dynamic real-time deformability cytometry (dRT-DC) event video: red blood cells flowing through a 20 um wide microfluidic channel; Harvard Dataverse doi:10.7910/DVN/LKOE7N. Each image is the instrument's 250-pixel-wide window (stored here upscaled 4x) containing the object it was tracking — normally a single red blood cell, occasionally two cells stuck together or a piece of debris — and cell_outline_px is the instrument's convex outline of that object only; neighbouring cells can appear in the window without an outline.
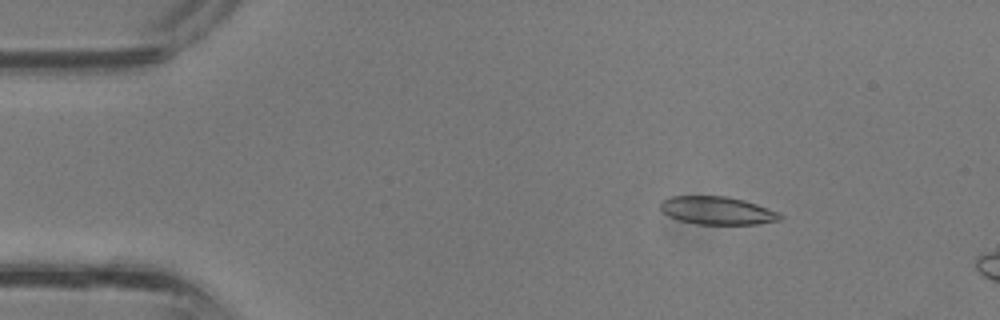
{"species": "common noctule bat (a hibernating species)", "species_latin": "Nyctalus noctula", "temperature_condition": "room temperature", "stored_images_in_passage": 37, "camera_frame_rate_fps": 3000, "um_per_image_px": 0.085, "animal": {"sex": "male", "body_mass_g": 13.3}, "frame": {"image": 1, "passage_image": 6, "time_ms": 1.667, "image_size_px": [1000, 320], "cell_outline_px": [[784, 216], [780, 220], [756, 224], [696, 224], [680, 220], [668, 216], [660, 208], [660, 200], [672, 196], [728, 196], [744, 200], [780, 212]], "centroid_in_image_um": [60.97, 17.89], "position_along_channel_um": 24.0, "area_um2": 19.59}}
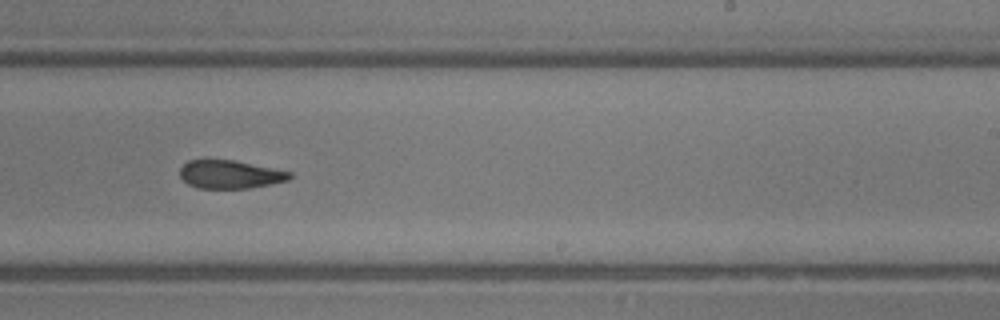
{"frame": {"image": 2, "passage_image": 23, "time_ms": 7.333, "image_size_px": [1000, 320], "cell_outline_px": [[292, 176], [288, 180], [248, 188], [196, 188], [188, 184], [180, 176], [180, 168], [188, 160], [204, 156], [236, 160], [292, 172]], "centroid_in_image_um": [19.48, 14.77], "position_along_channel_um": 269.5, "area_um2": 18.67}}
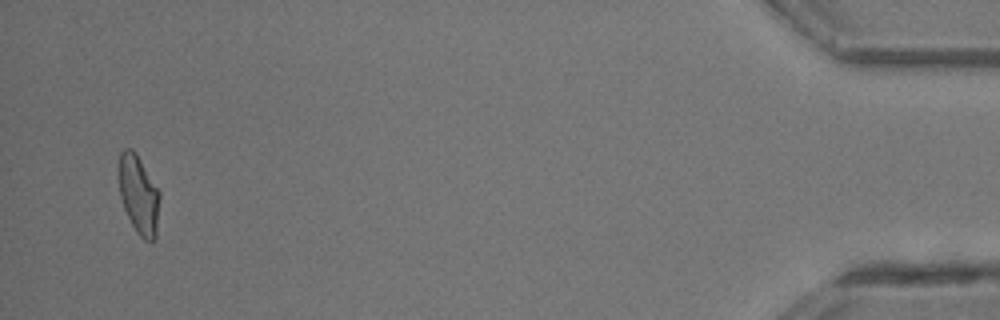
{"frame": {"image": 3, "passage_image": 36, "time_ms": 11.667, "image_size_px": [1000, 320], "cell_outline_px": [[160, 196], [156, 240], [144, 240], [136, 232], [124, 208], [120, 196], [116, 172], [116, 168], [120, 152], [124, 148], [132, 148], [136, 152], [160, 192]], "centroid_in_image_um": [11.76, 16.49], "position_along_channel_um": 423.4, "area_um2": 19.31}}